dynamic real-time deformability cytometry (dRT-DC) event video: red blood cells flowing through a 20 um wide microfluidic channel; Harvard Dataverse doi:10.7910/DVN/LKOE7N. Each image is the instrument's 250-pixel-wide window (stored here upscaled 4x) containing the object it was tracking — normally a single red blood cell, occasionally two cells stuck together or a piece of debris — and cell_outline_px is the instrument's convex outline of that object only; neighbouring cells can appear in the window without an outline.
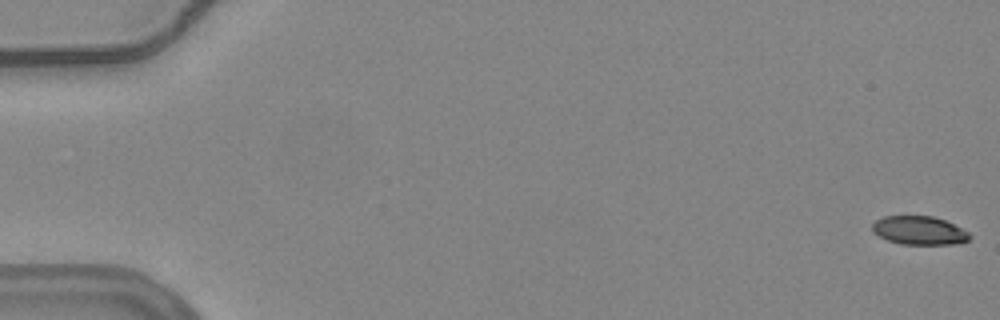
{"species": "common noctule bat (a hibernating species)", "species_latin": "Nyctalus noctula", "temperature_condition": "warm", "stored_images_in_passage": 14, "camera_frame_rate_fps": 3000, "um_per_image_px": 0.085, "animal": {"sex": "female", "body_mass_g": 24.6, "forearm_length_mm": 56.2}, "frame": {"image": 1, "passage_image": 1, "time_ms": 0.0, "image_size_px": [1000, 320], "cell_outline_px": [[972, 236], [968, 240], [956, 244], [900, 244], [888, 240], [872, 232], [872, 224], [876, 220], [884, 216], [932, 216], [944, 220], [968, 232]], "centroid_in_image_um": [78.11, 19.59], "position_along_channel_um": 6.9, "area_um2": 16.07}}